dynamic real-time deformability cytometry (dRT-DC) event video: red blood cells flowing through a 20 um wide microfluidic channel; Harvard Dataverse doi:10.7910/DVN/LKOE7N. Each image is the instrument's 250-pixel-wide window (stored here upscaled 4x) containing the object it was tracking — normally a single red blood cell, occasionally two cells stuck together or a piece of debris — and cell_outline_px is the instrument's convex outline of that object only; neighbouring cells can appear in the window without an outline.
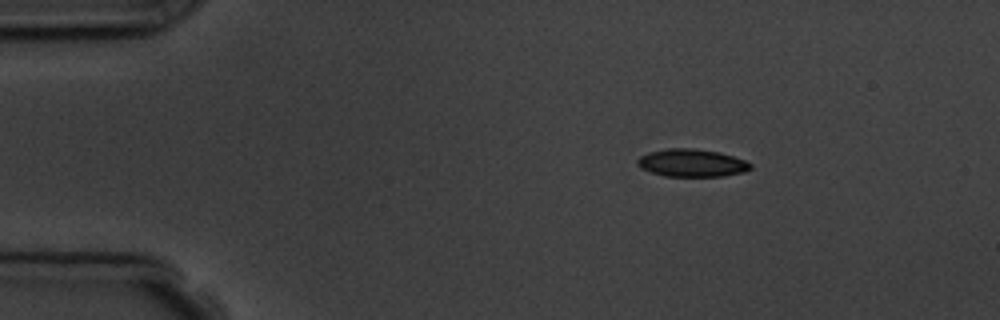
{"species": "common noctule bat (a hibernating species)", "species_latin": "Nyctalus noctula", "temperature_condition": "room temperature", "stored_images_in_passage": 3, "camera_frame_rate_fps": 3000, "um_per_image_px": 0.085, "animal": {"sex": "male", "body_mass_g": 19.5, "forearm_length_mm": 54.6}, "frame": {"image": 1, "passage_image": 1, "time_ms": 0.0, "image_size_px": [1000, 320], "cell_outline_px": [[752, 168], [744, 172], [724, 176], [664, 176], [640, 168], [636, 164], [636, 160], [640, 156], [648, 152], [668, 148], [692, 148], [720, 152], [744, 160], [752, 164]], "centroid_in_image_um": [58.78, 13.85], "position_along_channel_um": 26.2, "area_um2": 18.32}}